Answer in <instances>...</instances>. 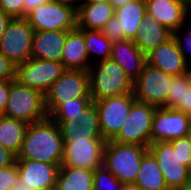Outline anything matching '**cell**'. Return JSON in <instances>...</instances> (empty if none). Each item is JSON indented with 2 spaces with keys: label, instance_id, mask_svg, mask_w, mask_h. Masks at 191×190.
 Returning <instances> with one entry per match:
<instances>
[{
  "label": "cell",
  "instance_id": "obj_1",
  "mask_svg": "<svg viewBox=\"0 0 191 190\" xmlns=\"http://www.w3.org/2000/svg\"><path fill=\"white\" fill-rule=\"evenodd\" d=\"M148 150L156 158L169 190L191 187V135L170 141L153 142Z\"/></svg>",
  "mask_w": 191,
  "mask_h": 190
},
{
  "label": "cell",
  "instance_id": "obj_2",
  "mask_svg": "<svg viewBox=\"0 0 191 190\" xmlns=\"http://www.w3.org/2000/svg\"><path fill=\"white\" fill-rule=\"evenodd\" d=\"M64 142L60 127L49 116L28 124L16 159L36 160L62 165Z\"/></svg>",
  "mask_w": 191,
  "mask_h": 190
},
{
  "label": "cell",
  "instance_id": "obj_3",
  "mask_svg": "<svg viewBox=\"0 0 191 190\" xmlns=\"http://www.w3.org/2000/svg\"><path fill=\"white\" fill-rule=\"evenodd\" d=\"M148 147L107 140L103 165L124 185L134 184Z\"/></svg>",
  "mask_w": 191,
  "mask_h": 190
},
{
  "label": "cell",
  "instance_id": "obj_4",
  "mask_svg": "<svg viewBox=\"0 0 191 190\" xmlns=\"http://www.w3.org/2000/svg\"><path fill=\"white\" fill-rule=\"evenodd\" d=\"M97 64L88 70L92 101L133 92V80L117 62L106 59Z\"/></svg>",
  "mask_w": 191,
  "mask_h": 190
},
{
  "label": "cell",
  "instance_id": "obj_5",
  "mask_svg": "<svg viewBox=\"0 0 191 190\" xmlns=\"http://www.w3.org/2000/svg\"><path fill=\"white\" fill-rule=\"evenodd\" d=\"M2 115L27 124L42 121L48 117L44 94L13 79L5 110Z\"/></svg>",
  "mask_w": 191,
  "mask_h": 190
},
{
  "label": "cell",
  "instance_id": "obj_6",
  "mask_svg": "<svg viewBox=\"0 0 191 190\" xmlns=\"http://www.w3.org/2000/svg\"><path fill=\"white\" fill-rule=\"evenodd\" d=\"M44 96L48 116L62 103L78 98H91L89 72L65 70Z\"/></svg>",
  "mask_w": 191,
  "mask_h": 190
},
{
  "label": "cell",
  "instance_id": "obj_7",
  "mask_svg": "<svg viewBox=\"0 0 191 190\" xmlns=\"http://www.w3.org/2000/svg\"><path fill=\"white\" fill-rule=\"evenodd\" d=\"M59 125L63 141H87V139H104L99 126V116L92 101L81 114L49 115Z\"/></svg>",
  "mask_w": 191,
  "mask_h": 190
},
{
  "label": "cell",
  "instance_id": "obj_8",
  "mask_svg": "<svg viewBox=\"0 0 191 190\" xmlns=\"http://www.w3.org/2000/svg\"><path fill=\"white\" fill-rule=\"evenodd\" d=\"M173 78L174 76L146 63L133 84L135 100L155 107H167L168 91Z\"/></svg>",
  "mask_w": 191,
  "mask_h": 190
},
{
  "label": "cell",
  "instance_id": "obj_9",
  "mask_svg": "<svg viewBox=\"0 0 191 190\" xmlns=\"http://www.w3.org/2000/svg\"><path fill=\"white\" fill-rule=\"evenodd\" d=\"M155 110L156 107L153 105L135 101L126 117V122L112 140L149 147Z\"/></svg>",
  "mask_w": 191,
  "mask_h": 190
},
{
  "label": "cell",
  "instance_id": "obj_10",
  "mask_svg": "<svg viewBox=\"0 0 191 190\" xmlns=\"http://www.w3.org/2000/svg\"><path fill=\"white\" fill-rule=\"evenodd\" d=\"M26 19L34 31H69L77 27V11L55 0L34 8Z\"/></svg>",
  "mask_w": 191,
  "mask_h": 190
},
{
  "label": "cell",
  "instance_id": "obj_11",
  "mask_svg": "<svg viewBox=\"0 0 191 190\" xmlns=\"http://www.w3.org/2000/svg\"><path fill=\"white\" fill-rule=\"evenodd\" d=\"M34 30L26 18H13L0 42V52L15 66L31 58Z\"/></svg>",
  "mask_w": 191,
  "mask_h": 190
},
{
  "label": "cell",
  "instance_id": "obj_12",
  "mask_svg": "<svg viewBox=\"0 0 191 190\" xmlns=\"http://www.w3.org/2000/svg\"><path fill=\"white\" fill-rule=\"evenodd\" d=\"M135 101L133 92L94 101L101 135L106 141L112 140L118 134Z\"/></svg>",
  "mask_w": 191,
  "mask_h": 190
},
{
  "label": "cell",
  "instance_id": "obj_13",
  "mask_svg": "<svg viewBox=\"0 0 191 190\" xmlns=\"http://www.w3.org/2000/svg\"><path fill=\"white\" fill-rule=\"evenodd\" d=\"M64 71L65 68L61 62L31 57L16 66L15 79L23 85L41 91L45 95Z\"/></svg>",
  "mask_w": 191,
  "mask_h": 190
},
{
  "label": "cell",
  "instance_id": "obj_14",
  "mask_svg": "<svg viewBox=\"0 0 191 190\" xmlns=\"http://www.w3.org/2000/svg\"><path fill=\"white\" fill-rule=\"evenodd\" d=\"M191 135V116L168 107H156L152 120L151 143Z\"/></svg>",
  "mask_w": 191,
  "mask_h": 190
},
{
  "label": "cell",
  "instance_id": "obj_15",
  "mask_svg": "<svg viewBox=\"0 0 191 190\" xmlns=\"http://www.w3.org/2000/svg\"><path fill=\"white\" fill-rule=\"evenodd\" d=\"M63 142V166L88 170L103 166L105 139Z\"/></svg>",
  "mask_w": 191,
  "mask_h": 190
},
{
  "label": "cell",
  "instance_id": "obj_16",
  "mask_svg": "<svg viewBox=\"0 0 191 190\" xmlns=\"http://www.w3.org/2000/svg\"><path fill=\"white\" fill-rule=\"evenodd\" d=\"M22 184L32 190H54L60 165L28 159H15Z\"/></svg>",
  "mask_w": 191,
  "mask_h": 190
},
{
  "label": "cell",
  "instance_id": "obj_17",
  "mask_svg": "<svg viewBox=\"0 0 191 190\" xmlns=\"http://www.w3.org/2000/svg\"><path fill=\"white\" fill-rule=\"evenodd\" d=\"M191 5L186 0H147V16L159 21L172 32L186 24Z\"/></svg>",
  "mask_w": 191,
  "mask_h": 190
},
{
  "label": "cell",
  "instance_id": "obj_18",
  "mask_svg": "<svg viewBox=\"0 0 191 190\" xmlns=\"http://www.w3.org/2000/svg\"><path fill=\"white\" fill-rule=\"evenodd\" d=\"M146 60L147 64L172 76L182 75L191 70L174 37L149 52Z\"/></svg>",
  "mask_w": 191,
  "mask_h": 190
},
{
  "label": "cell",
  "instance_id": "obj_19",
  "mask_svg": "<svg viewBox=\"0 0 191 190\" xmlns=\"http://www.w3.org/2000/svg\"><path fill=\"white\" fill-rule=\"evenodd\" d=\"M110 59L117 62L133 82L147 63L146 55L130 39L112 42Z\"/></svg>",
  "mask_w": 191,
  "mask_h": 190
},
{
  "label": "cell",
  "instance_id": "obj_20",
  "mask_svg": "<svg viewBox=\"0 0 191 190\" xmlns=\"http://www.w3.org/2000/svg\"><path fill=\"white\" fill-rule=\"evenodd\" d=\"M67 32L65 30L34 31L31 57L61 62Z\"/></svg>",
  "mask_w": 191,
  "mask_h": 190
},
{
  "label": "cell",
  "instance_id": "obj_21",
  "mask_svg": "<svg viewBox=\"0 0 191 190\" xmlns=\"http://www.w3.org/2000/svg\"><path fill=\"white\" fill-rule=\"evenodd\" d=\"M61 63L65 70H89L92 64L84 42V29L76 27L67 32Z\"/></svg>",
  "mask_w": 191,
  "mask_h": 190
},
{
  "label": "cell",
  "instance_id": "obj_22",
  "mask_svg": "<svg viewBox=\"0 0 191 190\" xmlns=\"http://www.w3.org/2000/svg\"><path fill=\"white\" fill-rule=\"evenodd\" d=\"M139 27L133 42L145 55L173 37L169 28L147 15Z\"/></svg>",
  "mask_w": 191,
  "mask_h": 190
},
{
  "label": "cell",
  "instance_id": "obj_23",
  "mask_svg": "<svg viewBox=\"0 0 191 190\" xmlns=\"http://www.w3.org/2000/svg\"><path fill=\"white\" fill-rule=\"evenodd\" d=\"M115 10L110 2H84L77 10V27L101 31L114 16Z\"/></svg>",
  "mask_w": 191,
  "mask_h": 190
},
{
  "label": "cell",
  "instance_id": "obj_24",
  "mask_svg": "<svg viewBox=\"0 0 191 190\" xmlns=\"http://www.w3.org/2000/svg\"><path fill=\"white\" fill-rule=\"evenodd\" d=\"M118 19L119 34H124V40H133L143 18L147 15L146 3L130 1L115 10Z\"/></svg>",
  "mask_w": 191,
  "mask_h": 190
},
{
  "label": "cell",
  "instance_id": "obj_25",
  "mask_svg": "<svg viewBox=\"0 0 191 190\" xmlns=\"http://www.w3.org/2000/svg\"><path fill=\"white\" fill-rule=\"evenodd\" d=\"M134 185L141 190H169L158 162L150 151L143 156Z\"/></svg>",
  "mask_w": 191,
  "mask_h": 190
},
{
  "label": "cell",
  "instance_id": "obj_26",
  "mask_svg": "<svg viewBox=\"0 0 191 190\" xmlns=\"http://www.w3.org/2000/svg\"><path fill=\"white\" fill-rule=\"evenodd\" d=\"M28 124L0 114V145L15 157L21 150Z\"/></svg>",
  "mask_w": 191,
  "mask_h": 190
},
{
  "label": "cell",
  "instance_id": "obj_27",
  "mask_svg": "<svg viewBox=\"0 0 191 190\" xmlns=\"http://www.w3.org/2000/svg\"><path fill=\"white\" fill-rule=\"evenodd\" d=\"M94 170L60 166L55 190H93Z\"/></svg>",
  "mask_w": 191,
  "mask_h": 190
},
{
  "label": "cell",
  "instance_id": "obj_28",
  "mask_svg": "<svg viewBox=\"0 0 191 190\" xmlns=\"http://www.w3.org/2000/svg\"><path fill=\"white\" fill-rule=\"evenodd\" d=\"M84 42L89 60L93 54L101 55L97 61L110 59L112 42L101 31L84 29Z\"/></svg>",
  "mask_w": 191,
  "mask_h": 190
},
{
  "label": "cell",
  "instance_id": "obj_29",
  "mask_svg": "<svg viewBox=\"0 0 191 190\" xmlns=\"http://www.w3.org/2000/svg\"><path fill=\"white\" fill-rule=\"evenodd\" d=\"M191 88V70L182 75L174 76L167 96V107L183 110L185 91Z\"/></svg>",
  "mask_w": 191,
  "mask_h": 190
},
{
  "label": "cell",
  "instance_id": "obj_30",
  "mask_svg": "<svg viewBox=\"0 0 191 190\" xmlns=\"http://www.w3.org/2000/svg\"><path fill=\"white\" fill-rule=\"evenodd\" d=\"M123 185L104 165L94 170L93 190H122Z\"/></svg>",
  "mask_w": 191,
  "mask_h": 190
},
{
  "label": "cell",
  "instance_id": "obj_31",
  "mask_svg": "<svg viewBox=\"0 0 191 190\" xmlns=\"http://www.w3.org/2000/svg\"><path fill=\"white\" fill-rule=\"evenodd\" d=\"M92 102L91 98H78L71 100V102H65L60 104L50 115H76L81 114V111L85 109Z\"/></svg>",
  "mask_w": 191,
  "mask_h": 190
},
{
  "label": "cell",
  "instance_id": "obj_32",
  "mask_svg": "<svg viewBox=\"0 0 191 190\" xmlns=\"http://www.w3.org/2000/svg\"><path fill=\"white\" fill-rule=\"evenodd\" d=\"M18 179L19 172L16 161L10 166L0 168V190H11Z\"/></svg>",
  "mask_w": 191,
  "mask_h": 190
},
{
  "label": "cell",
  "instance_id": "obj_33",
  "mask_svg": "<svg viewBox=\"0 0 191 190\" xmlns=\"http://www.w3.org/2000/svg\"><path fill=\"white\" fill-rule=\"evenodd\" d=\"M0 10L13 18H25L23 0H0Z\"/></svg>",
  "mask_w": 191,
  "mask_h": 190
},
{
  "label": "cell",
  "instance_id": "obj_34",
  "mask_svg": "<svg viewBox=\"0 0 191 190\" xmlns=\"http://www.w3.org/2000/svg\"><path fill=\"white\" fill-rule=\"evenodd\" d=\"M184 26L185 25H183L180 29L175 30L173 32V37L176 39V41L178 43V47H179L181 53L183 54L186 62L189 63V61H188L189 54H187V53H189V52L191 53V25L189 27V30L187 29L186 32H183L184 35H182L183 33H181V31L184 30ZM186 55H188V57Z\"/></svg>",
  "mask_w": 191,
  "mask_h": 190
},
{
  "label": "cell",
  "instance_id": "obj_35",
  "mask_svg": "<svg viewBox=\"0 0 191 190\" xmlns=\"http://www.w3.org/2000/svg\"><path fill=\"white\" fill-rule=\"evenodd\" d=\"M101 32L111 41L124 40V34H119L118 19L114 15L108 23L101 29Z\"/></svg>",
  "mask_w": 191,
  "mask_h": 190
},
{
  "label": "cell",
  "instance_id": "obj_36",
  "mask_svg": "<svg viewBox=\"0 0 191 190\" xmlns=\"http://www.w3.org/2000/svg\"><path fill=\"white\" fill-rule=\"evenodd\" d=\"M16 76V66L0 52V79L13 80Z\"/></svg>",
  "mask_w": 191,
  "mask_h": 190
},
{
  "label": "cell",
  "instance_id": "obj_37",
  "mask_svg": "<svg viewBox=\"0 0 191 190\" xmlns=\"http://www.w3.org/2000/svg\"><path fill=\"white\" fill-rule=\"evenodd\" d=\"M12 80L0 79V114L5 110Z\"/></svg>",
  "mask_w": 191,
  "mask_h": 190
},
{
  "label": "cell",
  "instance_id": "obj_38",
  "mask_svg": "<svg viewBox=\"0 0 191 190\" xmlns=\"http://www.w3.org/2000/svg\"><path fill=\"white\" fill-rule=\"evenodd\" d=\"M16 157L0 145V168L10 166Z\"/></svg>",
  "mask_w": 191,
  "mask_h": 190
},
{
  "label": "cell",
  "instance_id": "obj_39",
  "mask_svg": "<svg viewBox=\"0 0 191 190\" xmlns=\"http://www.w3.org/2000/svg\"><path fill=\"white\" fill-rule=\"evenodd\" d=\"M50 0H23L25 18L34 9Z\"/></svg>",
  "mask_w": 191,
  "mask_h": 190
},
{
  "label": "cell",
  "instance_id": "obj_40",
  "mask_svg": "<svg viewBox=\"0 0 191 190\" xmlns=\"http://www.w3.org/2000/svg\"><path fill=\"white\" fill-rule=\"evenodd\" d=\"M11 17L8 16L6 13H4L2 10H0V42L2 39V36L7 28L8 23L11 21Z\"/></svg>",
  "mask_w": 191,
  "mask_h": 190
},
{
  "label": "cell",
  "instance_id": "obj_41",
  "mask_svg": "<svg viewBox=\"0 0 191 190\" xmlns=\"http://www.w3.org/2000/svg\"><path fill=\"white\" fill-rule=\"evenodd\" d=\"M181 112L191 116V88L185 91L183 110Z\"/></svg>",
  "mask_w": 191,
  "mask_h": 190
},
{
  "label": "cell",
  "instance_id": "obj_42",
  "mask_svg": "<svg viewBox=\"0 0 191 190\" xmlns=\"http://www.w3.org/2000/svg\"><path fill=\"white\" fill-rule=\"evenodd\" d=\"M61 4L68 5L73 7L76 11L81 7V5L84 3V0H55ZM79 2V3H78Z\"/></svg>",
  "mask_w": 191,
  "mask_h": 190
},
{
  "label": "cell",
  "instance_id": "obj_43",
  "mask_svg": "<svg viewBox=\"0 0 191 190\" xmlns=\"http://www.w3.org/2000/svg\"><path fill=\"white\" fill-rule=\"evenodd\" d=\"M130 1L125 0H110V4L113 6L114 10L121 8L122 6L126 5Z\"/></svg>",
  "mask_w": 191,
  "mask_h": 190
},
{
  "label": "cell",
  "instance_id": "obj_44",
  "mask_svg": "<svg viewBox=\"0 0 191 190\" xmlns=\"http://www.w3.org/2000/svg\"><path fill=\"white\" fill-rule=\"evenodd\" d=\"M11 190H32V188H28L24 184H22V180L19 178L17 182L13 185Z\"/></svg>",
  "mask_w": 191,
  "mask_h": 190
},
{
  "label": "cell",
  "instance_id": "obj_45",
  "mask_svg": "<svg viewBox=\"0 0 191 190\" xmlns=\"http://www.w3.org/2000/svg\"><path fill=\"white\" fill-rule=\"evenodd\" d=\"M122 190H141L139 187H136L134 184L123 185Z\"/></svg>",
  "mask_w": 191,
  "mask_h": 190
},
{
  "label": "cell",
  "instance_id": "obj_46",
  "mask_svg": "<svg viewBox=\"0 0 191 190\" xmlns=\"http://www.w3.org/2000/svg\"><path fill=\"white\" fill-rule=\"evenodd\" d=\"M84 2L102 3V2H110V0H84Z\"/></svg>",
  "mask_w": 191,
  "mask_h": 190
},
{
  "label": "cell",
  "instance_id": "obj_47",
  "mask_svg": "<svg viewBox=\"0 0 191 190\" xmlns=\"http://www.w3.org/2000/svg\"><path fill=\"white\" fill-rule=\"evenodd\" d=\"M125 1H136V2H143V3H146L147 0H125Z\"/></svg>",
  "mask_w": 191,
  "mask_h": 190
},
{
  "label": "cell",
  "instance_id": "obj_48",
  "mask_svg": "<svg viewBox=\"0 0 191 190\" xmlns=\"http://www.w3.org/2000/svg\"><path fill=\"white\" fill-rule=\"evenodd\" d=\"M183 190H191V187H189V188H185V189H183Z\"/></svg>",
  "mask_w": 191,
  "mask_h": 190
}]
</instances>
